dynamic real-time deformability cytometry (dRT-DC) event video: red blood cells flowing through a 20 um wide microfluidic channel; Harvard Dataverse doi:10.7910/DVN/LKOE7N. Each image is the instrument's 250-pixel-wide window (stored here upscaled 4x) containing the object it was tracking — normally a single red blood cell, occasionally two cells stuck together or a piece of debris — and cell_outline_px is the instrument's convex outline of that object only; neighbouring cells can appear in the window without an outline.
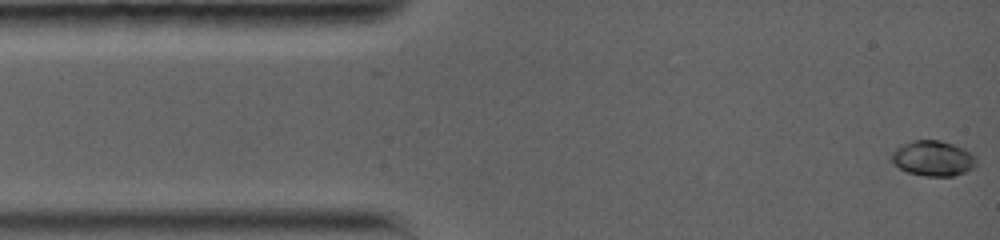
{"species": "common noctule bat (a hibernating species)", "species_latin": "Nyctalus noctula", "temperature_condition": "warm", "stored_images_in_passage": 57, "camera_frame_rate_fps": 5000, "um_per_image_px": 0.085, "animal": {"sex": "female", "body_mass_g": 19.0, "forearm_length_mm": 56.7}, "frame": {"image": 1, "passage_image": 1, "time_ms": 0.0, "image_size_px": [1000, 240], "cell_outline_px": [[976, 164], [972, 168], [964, 172], [952, 176], [924, 176], [908, 172], [900, 168], [892, 160], [892, 152], [896, 148], [912, 140], [940, 140], [964, 148], [976, 156]], "centroid_in_image_um": [79.33, 13.45], "position_along_channel_um": 5.7, "area_um2": 17.28}}
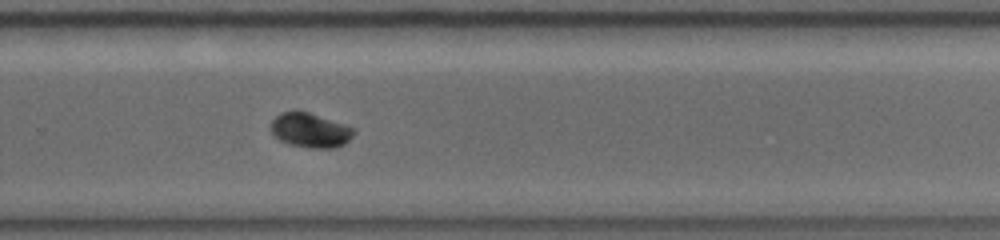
{"frame": {"image": 2, "passage_image": 27, "time_ms": 9.8, "image_size_px": [1000, 240], "cell_outline_px": [[356, 132], [344, 144], [332, 148], [312, 148], [288, 144], [280, 140], [268, 128], [272, 120], [280, 112], [308, 112], [356, 128]], "centroid_in_image_um": [26.36, 11.08], "position_along_channel_um": 303.4, "area_um2": 16.59}}
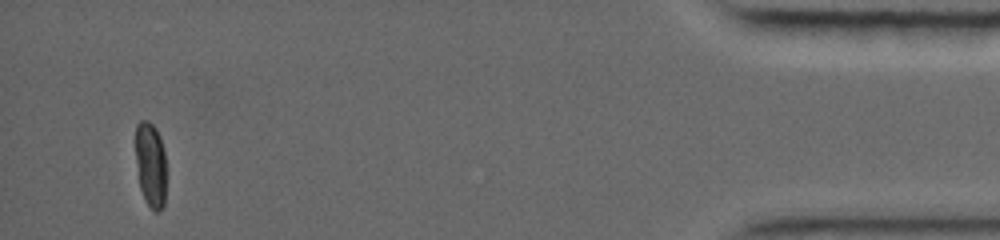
{"frame": {"image": 3, "passage_image": 50, "time_ms": 15.4, "image_size_px": [1000, 240], "cell_outline_px": [[164, 204], [156, 212], [148, 204], [140, 188], [136, 160], [136, 124], [140, 120], [148, 120], [156, 128], [160, 136], [164, 152]], "centroid_in_image_um": [12.78, 13.92], "position_along_channel_um": 422.4, "area_um2": 14.8}, "authors_computed_cell_mechanics": {"area_um2": 16.1262, "velocity_mm_per_s": 3.8597, "shape_relaxation_time_tau1_ms": 4.303, "shape_relaxation_time_tau2_ms": 2.1445, "deformation_change_tau1": 0.1442, "deformation_change_tau2": 0.0129}}